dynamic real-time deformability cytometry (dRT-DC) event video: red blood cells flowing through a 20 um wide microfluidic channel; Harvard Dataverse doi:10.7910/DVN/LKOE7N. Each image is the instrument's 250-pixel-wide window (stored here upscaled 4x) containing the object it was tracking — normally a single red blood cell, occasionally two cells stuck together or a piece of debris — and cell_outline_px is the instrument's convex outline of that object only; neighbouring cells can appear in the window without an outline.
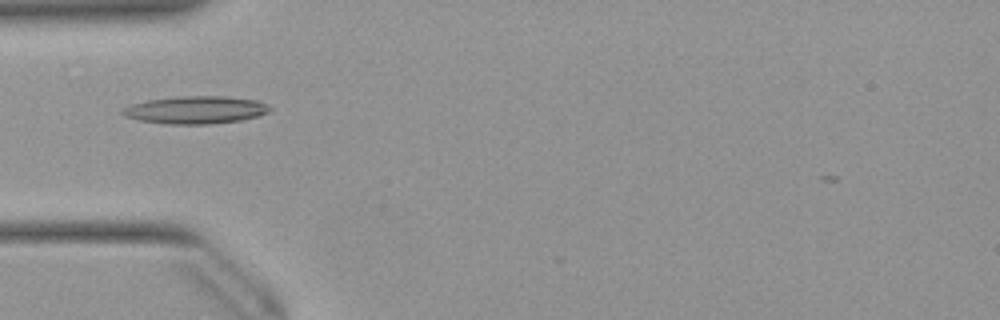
{"species": "Egyptian fruit bat (a non-hibernating species)", "species_latin": "Rousettus aegyptiacus", "temperature_condition": "warm", "stored_images_in_passage": 36, "camera_frame_rate_fps": 3000, "um_per_image_px": 0.085, "animal": {"sex": "female"}, "frame": {"image": 1, "passage_image": 1, "time_ms": 0.0, "image_size_px": [1000, 320], "cell_outline_px": [[272, 108], [268, 112], [260, 116], [244, 120], [208, 124], [164, 124], [140, 120], [124, 116], [120, 112], [120, 108], [132, 104], [148, 100], [176, 96], [224, 96], [256, 100], [268, 104]], "centroid_in_image_um": [16.63, 9.34], "position_along_channel_um": 68.4, "area_um2": 23.99}}
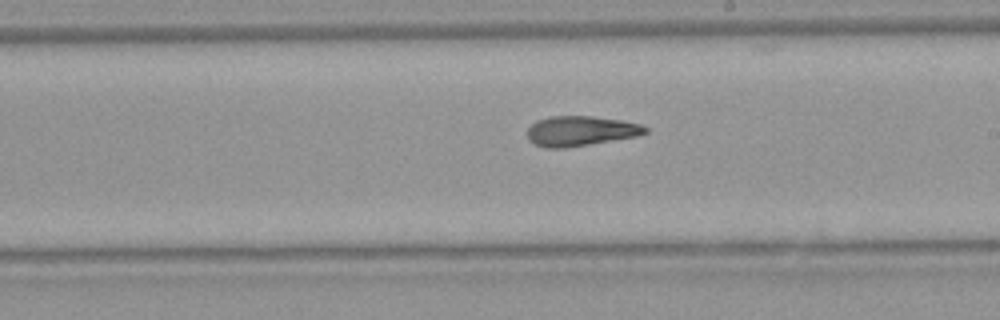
{"frame": {"image": 2, "passage_image": 14, "time_ms": 4.333, "image_size_px": [1000, 320], "cell_outline_px": [[648, 132], [640, 136], [564, 148], [544, 148], [528, 140], [528, 128], [536, 120], [552, 116], [592, 116], [620, 120], [640, 124], [648, 128]], "centroid_in_image_um": [49.36, 11.13], "position_along_channel_um": 239.6, "area_um2": 20.63}}
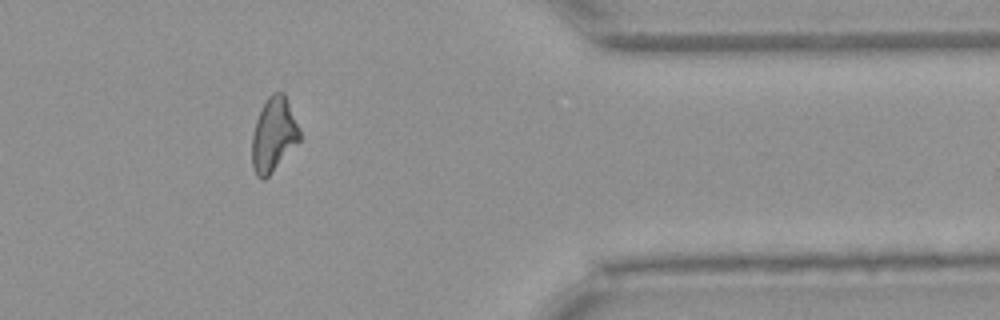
{"frame": {"image": 3, "passage_image": 27, "time_ms": 8.667, "image_size_px": [1000, 320], "cell_outline_px": [[300, 140], [268, 176], [264, 180], [260, 180], [256, 176], [252, 164], [252, 136], [256, 120], [268, 96], [272, 92], [284, 92], [300, 128]], "centroid_in_image_um": [23.26, 11.44], "position_along_channel_um": 388.1, "area_um2": 20.46}, "authors_computed_cell_mechanics": {"area_um2": 20.6924, "velocity_mm_per_s": 3.9533, "shape_relaxation_time_tau1_ms": null, "shape_relaxation_time_tau2_ms": 4.6706, "deformation_change_tau1": null, "deformation_change_tau2": 0.1597}}